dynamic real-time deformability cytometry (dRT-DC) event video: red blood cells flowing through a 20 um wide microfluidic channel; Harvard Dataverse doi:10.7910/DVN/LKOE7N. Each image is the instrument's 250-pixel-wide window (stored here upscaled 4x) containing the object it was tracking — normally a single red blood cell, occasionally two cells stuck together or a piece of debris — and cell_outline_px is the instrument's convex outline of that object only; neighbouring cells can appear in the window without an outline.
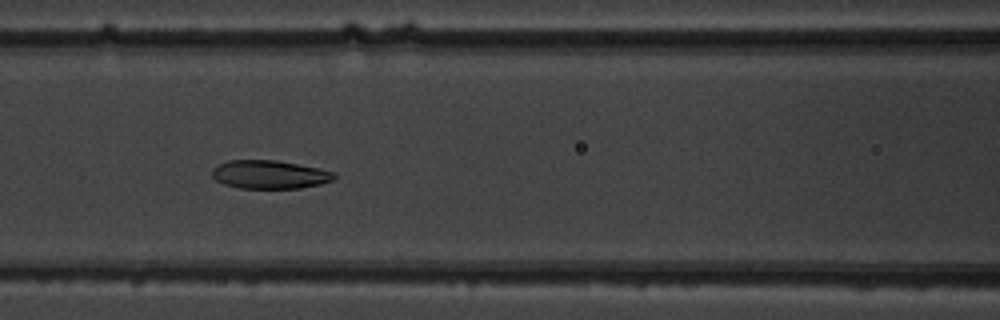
{"species": "common noctule bat (a hibernating species)", "species_latin": "Nyctalus noctula", "temperature_condition": "warm", "stored_images_in_passage": 10, "camera_frame_rate_fps": 3000, "um_per_image_px": 0.085, "animal": {"sex": "male", "body_mass_g": 19.5, "forearm_length_mm": 54.6}, "frame": {"image": 1, "passage_image": 6, "time_ms": 5.667, "image_size_px": [1000, 320], "cell_outline_px": [[336, 176], [332, 180], [320, 184], [300, 188], [240, 188], [224, 184], [216, 180], [212, 176], [212, 168], [228, 160], [276, 160], [320, 168], [336, 172]], "centroid_in_image_um": [22.93, 14.83], "position_along_channel_um": 143.7, "area_um2": 20.23}}
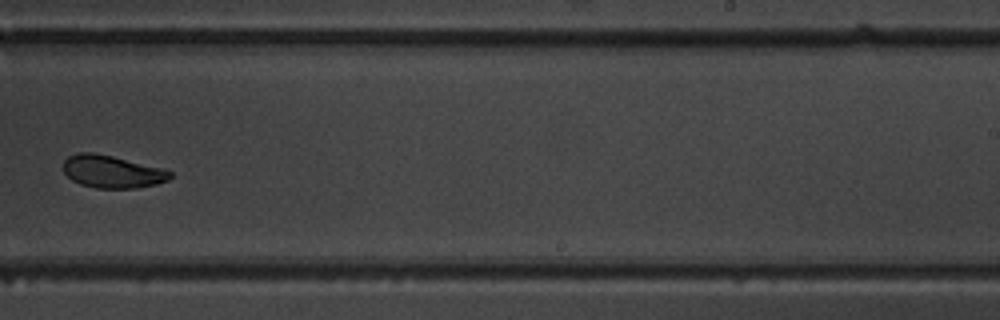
{"frame": {"image": 2, "passage_image": 9, "time_ms": 9.333, "image_size_px": [1000, 320], "cell_outline_px": [[172, 176], [168, 180], [156, 184], [136, 188], [96, 188], [80, 184], [72, 180], [64, 172], [64, 160], [68, 156], [76, 152], [92, 152], [112, 156], [164, 168], [172, 172]], "centroid_in_image_um": [9.53, 14.58], "position_along_channel_um": 279.5, "area_um2": 20.35}}
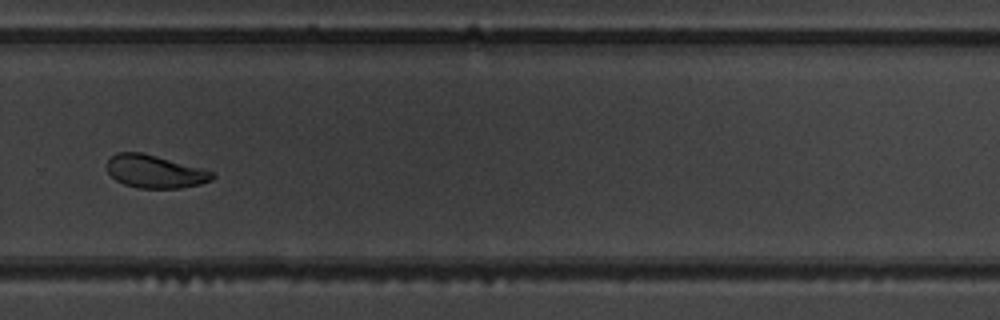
{"frame": {"image": 3, "passage_image": 10, "time_ms": 10.333, "image_size_px": [1000, 320], "cell_outline_px": [[216, 176], [212, 180], [200, 184], [180, 188], [136, 188], [124, 184], [116, 180], [108, 172], [108, 160], [116, 152], [140, 152], [156, 156], [216, 172]], "centroid_in_image_um": [13.19, 14.59], "position_along_channel_um": 316.6, "area_um2": 20.11}}